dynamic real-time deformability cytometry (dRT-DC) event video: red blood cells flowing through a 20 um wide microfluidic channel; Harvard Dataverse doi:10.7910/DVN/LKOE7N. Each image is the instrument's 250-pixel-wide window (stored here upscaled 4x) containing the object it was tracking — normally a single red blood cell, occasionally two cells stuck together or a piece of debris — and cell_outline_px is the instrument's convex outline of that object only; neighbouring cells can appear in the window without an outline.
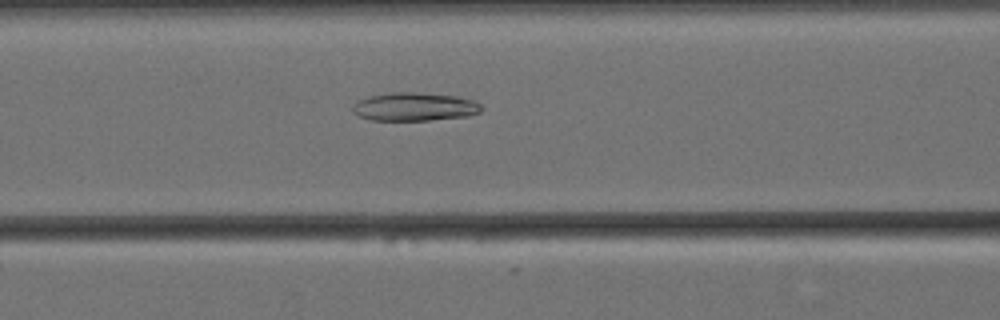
{"species": "Egyptian fruit bat (a non-hibernating species)", "species_latin": "Rousettus aegyptiacus", "temperature_condition": "cold", "stored_images_in_passage": 58, "camera_frame_rate_fps": 3000, "um_per_image_px": 0.085, "animal": {"sex": "female"}, "frame": {"image": 1, "passage_image": 23, "time_ms": 7.333, "image_size_px": [1000, 320], "cell_outline_px": [[484, 108], [480, 112], [468, 116], [428, 120], [368, 120], [352, 112], [352, 108], [356, 100], [368, 96], [388, 92], [412, 92], [460, 96], [472, 100], [480, 104]], "centroid_in_image_um": [35.21, 9.06], "position_along_channel_um": 131.4, "area_um2": 21.5}}
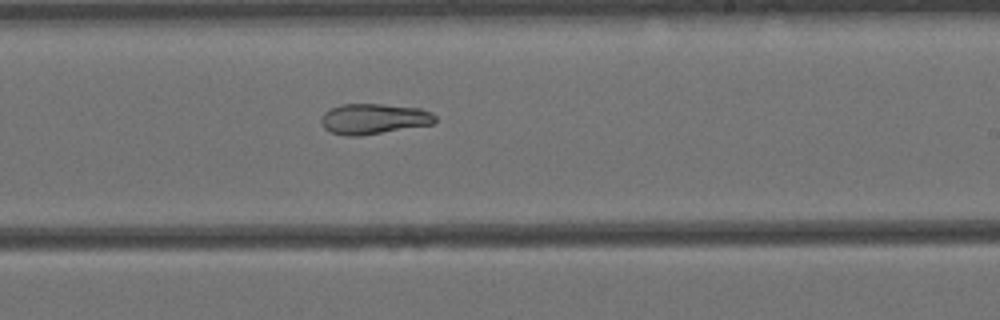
{"frame": {"image": 2, "passage_image": 34, "time_ms": 11.0, "image_size_px": [1000, 320], "cell_outline_px": [[436, 120], [432, 124], [360, 136], [348, 136], [328, 132], [320, 124], [320, 116], [324, 112], [340, 104], [380, 104], [420, 108], [432, 112], [436, 116]], "centroid_in_image_um": [31.72, 10.1], "position_along_channel_um": 257.3, "area_um2": 20.4}}
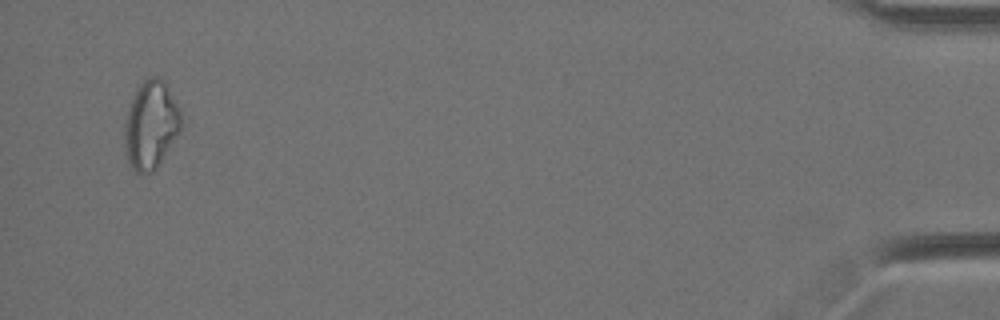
{"frame": {"image": 3, "passage_image": 56, "time_ms": 18.333, "image_size_px": [1000, 320], "cell_outline_px": [[184, 124], [156, 168], [152, 172], [140, 176], [132, 168], [128, 160], [124, 148], [124, 120], [132, 96], [140, 84], [148, 76], [156, 76], [164, 80], [180, 108]], "centroid_in_image_um": [12.82, 10.61], "position_along_channel_um": 422.4, "area_um2": 29.48}, "authors_computed_cell_mechanics": {"area_um2": 24.9407, "velocity_mm_per_s": 3.445, "shape_relaxation_time_tau1_ms": null, "shape_relaxation_time_tau2_ms": 9.3338, "deformation_change_tau1": null, "deformation_change_tau2": 0.1719}}